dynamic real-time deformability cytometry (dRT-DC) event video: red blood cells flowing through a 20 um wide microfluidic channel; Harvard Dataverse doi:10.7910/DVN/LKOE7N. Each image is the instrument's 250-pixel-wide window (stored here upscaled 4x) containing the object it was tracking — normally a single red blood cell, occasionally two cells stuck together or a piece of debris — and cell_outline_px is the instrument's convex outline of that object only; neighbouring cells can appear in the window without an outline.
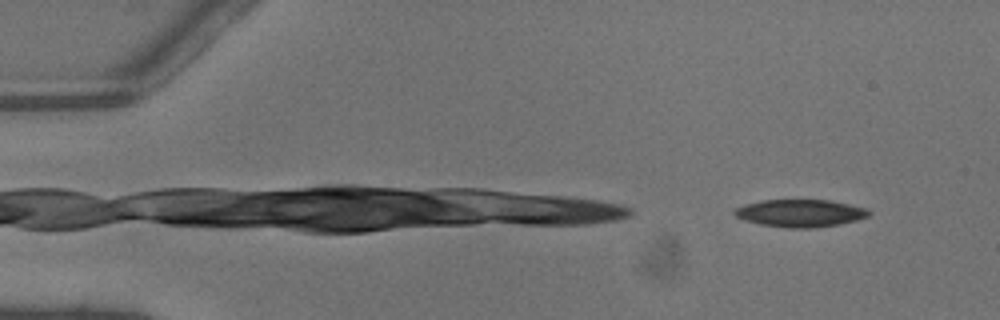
{"species": "common noctule bat (a hibernating species)", "species_latin": "Nyctalus noctula", "temperature_condition": "warm", "stored_images_in_passage": 39, "camera_frame_rate_fps": 3000, "um_per_image_px": 0.085, "animal": {"sex": "male", "body_mass_g": 13.3}, "frame": {"image": 1, "passage_image": 2, "time_ms": 0.333, "image_size_px": [1000, 320], "cell_outline_px": [[872, 212], [868, 216], [856, 220], [840, 224], [812, 228], [788, 228], [760, 224], [744, 220], [736, 216], [732, 212], [736, 208], [744, 204], [760, 200], [828, 200], [848, 204], [864, 208]], "centroid_in_image_um": [67.99, 18.12], "position_along_channel_um": 17.0, "area_um2": 21.44}}
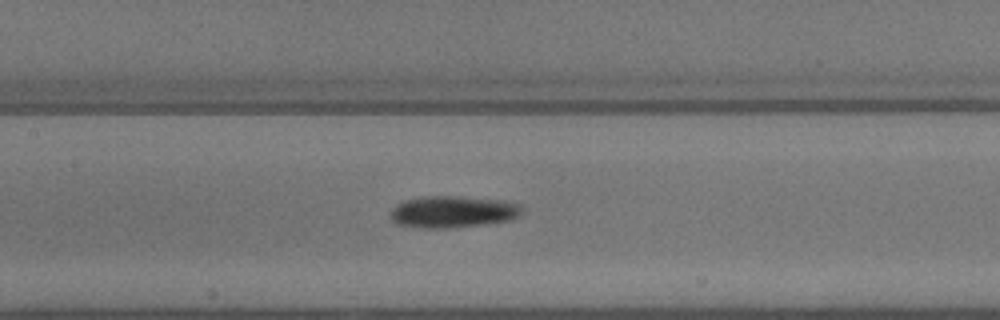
{"frame": {"image": 2, "passage_image": 20, "time_ms": 6.333, "image_size_px": [1000, 320], "cell_outline_px": [[520, 216], [512, 220], [452, 228], [424, 228], [396, 224], [388, 216], [392, 208], [404, 200], [424, 196], [456, 196], [500, 200], [520, 204]], "centroid_in_image_um": [38.45, 18.0], "position_along_channel_um": 169.0, "area_um2": 24.39}}
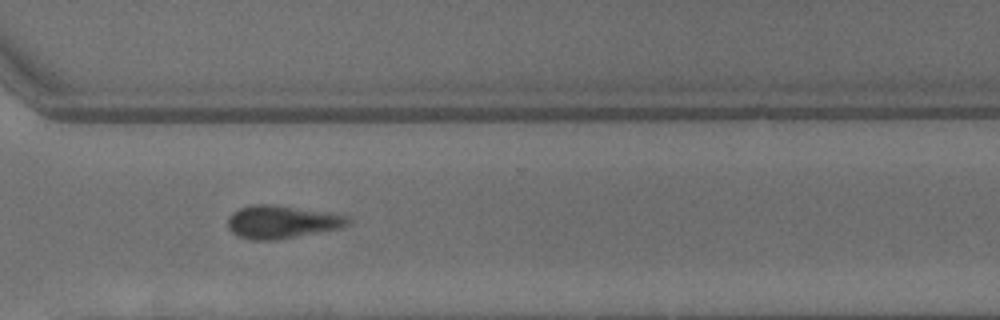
{"frame": {"image": 3, "passage_image": 32, "time_ms": 10.333, "image_size_px": [1000, 320], "cell_outline_px": [[352, 220], [344, 228], [276, 240], [252, 240], [236, 236], [228, 228], [228, 216], [232, 212], [240, 208], [252, 204], [272, 204], [332, 212], [348, 216]], "centroid_in_image_um": [23.98, 18.86], "position_along_channel_um": 346.6, "area_um2": 23.58}, "authors_computed_cell_mechanics": {"area_um2": 22.5998, "velocity_mm_per_s": 4.4583, "shape_relaxation_time_tau1_ms": 5.1638, "shape_relaxation_time_tau2_ms": null, "deformation_change_tau1": 0.1097, "deformation_change_tau2": null}}